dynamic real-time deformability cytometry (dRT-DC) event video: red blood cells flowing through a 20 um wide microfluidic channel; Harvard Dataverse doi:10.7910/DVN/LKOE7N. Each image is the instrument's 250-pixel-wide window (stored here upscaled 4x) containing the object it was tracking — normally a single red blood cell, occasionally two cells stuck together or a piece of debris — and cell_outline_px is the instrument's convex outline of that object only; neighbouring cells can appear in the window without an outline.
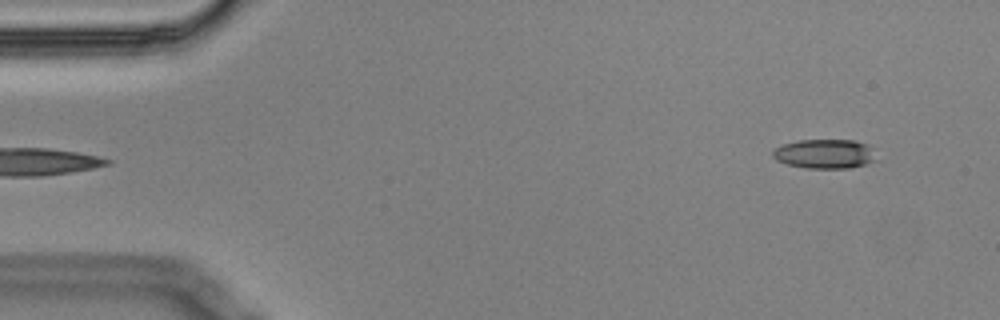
{"species": "Egyptian fruit bat (a non-hibernating species)", "species_latin": "Rousettus aegyptiacus", "temperature_condition": "cold", "stored_images_in_passage": 4, "segment_of_instrument_passage": [2, 2], "camera_frame_rate_fps": 3000, "um_per_image_px": 0.085, "animal": {"sex": "male"}, "frame": {"image": 1, "passage_image": 4, "time_ms": 1.0, "image_size_px": [1000, 320], "cell_outline_px": [[880, 160], [848, 168], [808, 168], [788, 164], [776, 160], [772, 156], [772, 148], [784, 144], [800, 140], [856, 140], [868, 144]], "centroid_in_image_um": [70.13, 13.07], "position_along_channel_um": 14.9, "area_um2": 17.86}}